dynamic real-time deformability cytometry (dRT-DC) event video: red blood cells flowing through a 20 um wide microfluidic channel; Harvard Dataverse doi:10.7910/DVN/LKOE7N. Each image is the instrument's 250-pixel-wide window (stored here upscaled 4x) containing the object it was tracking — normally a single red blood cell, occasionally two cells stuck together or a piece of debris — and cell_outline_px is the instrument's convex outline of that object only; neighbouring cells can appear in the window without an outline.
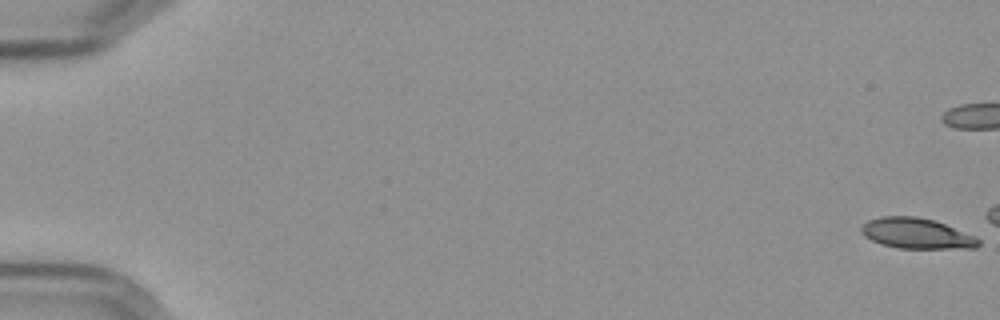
{"species": "Egyptian fruit bat (a non-hibernating species)", "species_latin": "Rousettus aegyptiacus", "temperature_condition": "cold", "stored_images_in_passage": 12, "camera_frame_rate_fps": 3000, "um_per_image_px": 0.085, "frame": {"image": 1, "passage_image": 1, "time_ms": 0.0, "image_size_px": [1000, 320], "cell_outline_px": [[980, 244], [976, 248], [900, 248], [880, 244], [864, 236], [860, 232], [860, 228], [868, 220], [880, 216], [916, 216], [936, 220], [976, 236], [980, 240]], "centroid_in_image_um": [77.92, 19.83], "position_along_channel_um": 7.1, "area_um2": 21.04}}